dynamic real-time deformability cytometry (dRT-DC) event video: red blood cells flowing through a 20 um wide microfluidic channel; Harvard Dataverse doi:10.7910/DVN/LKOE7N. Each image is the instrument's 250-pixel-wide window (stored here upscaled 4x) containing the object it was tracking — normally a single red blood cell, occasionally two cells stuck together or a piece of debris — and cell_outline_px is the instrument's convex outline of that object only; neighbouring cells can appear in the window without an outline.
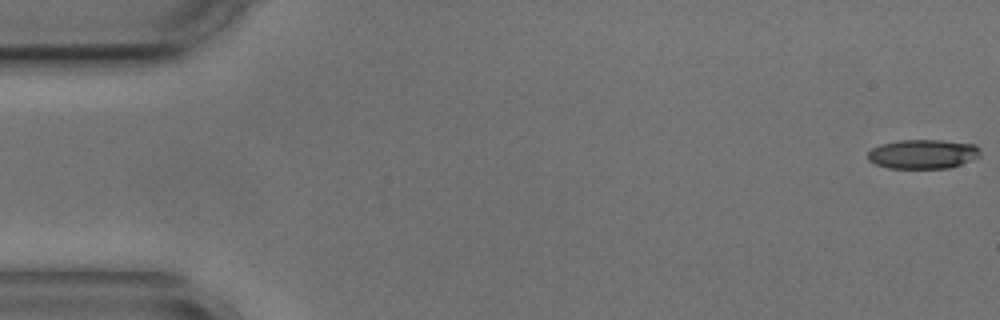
{"species": "common noctule bat (a hibernating species)", "species_latin": "Nyctalus noctula", "temperature_condition": "cold", "stored_images_in_passage": 50, "camera_frame_rate_fps": 3000, "um_per_image_px": 0.085, "animal": {"sex": "male", "body_mass_g": 17.9, "forearm_length_mm": 54.2}, "frame": {"image": 1, "passage_image": 1, "time_ms": 0.0, "image_size_px": [1000, 320], "cell_outline_px": [[980, 156], [972, 160], [948, 168], [888, 168], [876, 164], [868, 160], [868, 152], [872, 148], [880, 144], [900, 140], [940, 140], [976, 144], [980, 148]], "centroid_in_image_um": [78.46, 13.09], "position_along_channel_um": 6.5, "area_um2": 19.25}}
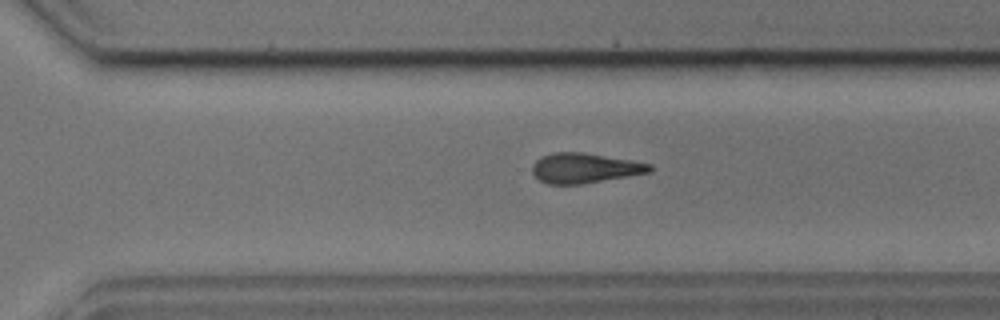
{"frame": {"image": 2, "passage_image": 38, "time_ms": 12.333, "image_size_px": [1000, 320], "cell_outline_px": [[652, 172], [580, 184], [548, 184], [540, 180], [532, 172], [532, 164], [540, 156], [552, 152], [580, 152], [652, 164]], "centroid_in_image_um": [49.66, 14.28], "position_along_channel_um": 320.9, "area_um2": 20.29}}
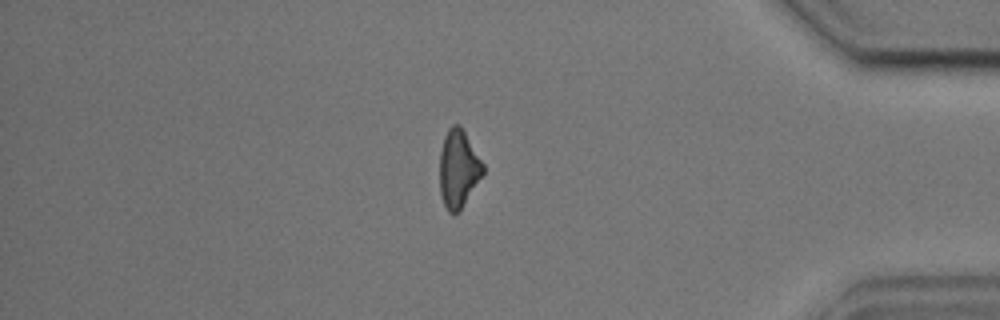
{"frame": {"image": 3, "passage_image": 47, "time_ms": 15.333, "image_size_px": [1000, 320], "cell_outline_px": [[484, 172], [460, 212], [448, 212], [440, 196], [440, 152], [444, 136], [448, 128], [452, 124], [460, 124], [484, 164]], "centroid_in_image_um": [38.96, 14.34], "position_along_channel_um": 396.2, "area_um2": 19.71}, "authors_computed_cell_mechanics": {"area_um2": 20.6924, "velocity_mm_per_s": 3.6138, "shape_relaxation_time_tau1_ms": 9.1365, "shape_relaxation_time_tau2_ms": 5.2879, "deformation_change_tau1": 0.2195, "deformation_change_tau2": 0.1848}}